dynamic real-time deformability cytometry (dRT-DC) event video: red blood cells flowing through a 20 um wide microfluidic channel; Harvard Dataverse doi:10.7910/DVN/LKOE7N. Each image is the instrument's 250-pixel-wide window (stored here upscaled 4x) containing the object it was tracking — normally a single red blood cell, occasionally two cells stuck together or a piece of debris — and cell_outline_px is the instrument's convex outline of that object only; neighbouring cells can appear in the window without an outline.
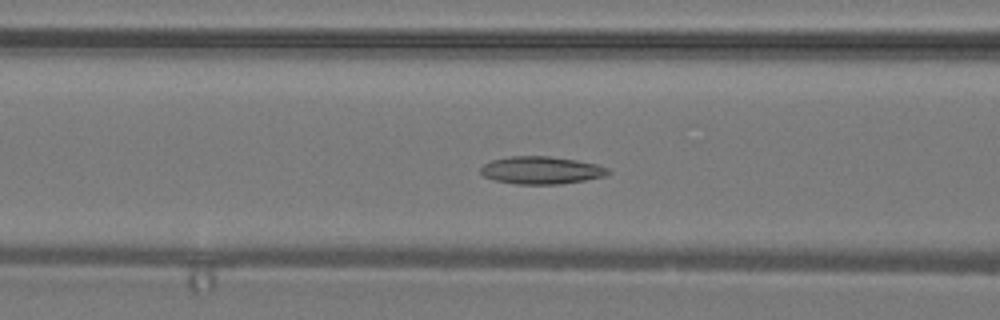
{"species": "common noctule bat (a hibernating species)", "species_latin": "Nyctalus noctula", "temperature_condition": "warm", "stored_images_in_passage": 37, "camera_frame_rate_fps": 3000, "um_per_image_px": 0.085, "animal": {"sex": "male", "body_mass_g": 19.2, "forearm_length_mm": 51.8}, "frame": {"image": 1, "passage_image": 14, "time_ms": 4.333, "image_size_px": [1000, 320], "cell_outline_px": [[612, 172], [608, 176], [560, 184], [516, 184], [496, 180], [484, 176], [480, 172], [480, 168], [484, 164], [492, 160], [512, 156], [548, 156], [576, 160], [596, 164], [608, 168]], "centroid_in_image_um": [46.04, 14.47], "position_along_channel_um": 120.6, "area_um2": 20.46}}
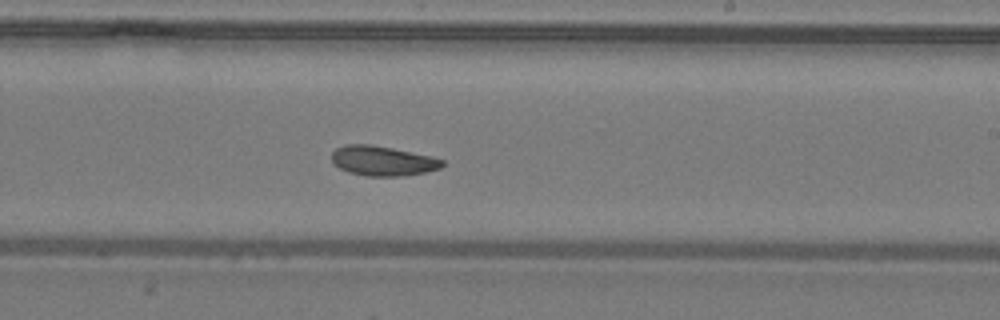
{"frame": {"image": 2, "passage_image": 22, "time_ms": 7.0, "image_size_px": [1000, 320], "cell_outline_px": [[444, 164], [440, 168], [424, 172], [404, 176], [364, 176], [348, 172], [332, 164], [332, 152], [336, 148], [348, 144], [372, 144], [432, 156], [444, 160]], "centroid_in_image_um": [32.51, 13.67], "position_along_channel_um": 256.5, "area_um2": 19.31}}
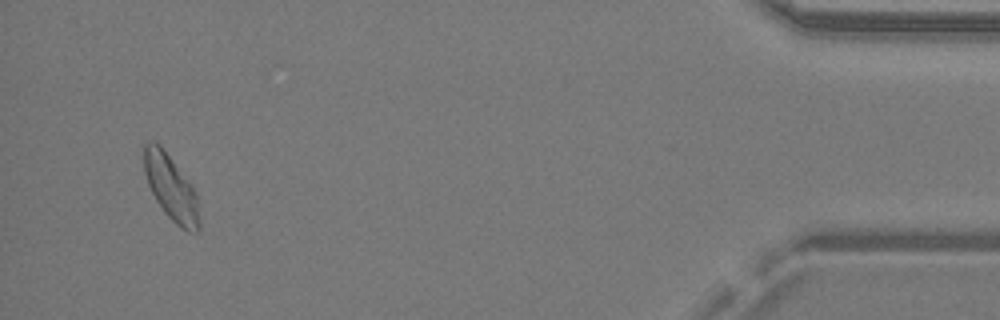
{"frame": {"image": 3, "passage_image": 36, "time_ms": 11.667, "image_size_px": [1000, 320], "cell_outline_px": [[200, 228], [196, 232], [188, 232], [180, 228], [164, 212], [156, 200], [148, 184], [144, 172], [144, 144], [148, 140], [160, 144], [192, 184], [196, 196], [200, 220]], "centroid_in_image_um": [14.54, 15.96], "position_along_channel_um": 420.7, "area_um2": 21.1}}